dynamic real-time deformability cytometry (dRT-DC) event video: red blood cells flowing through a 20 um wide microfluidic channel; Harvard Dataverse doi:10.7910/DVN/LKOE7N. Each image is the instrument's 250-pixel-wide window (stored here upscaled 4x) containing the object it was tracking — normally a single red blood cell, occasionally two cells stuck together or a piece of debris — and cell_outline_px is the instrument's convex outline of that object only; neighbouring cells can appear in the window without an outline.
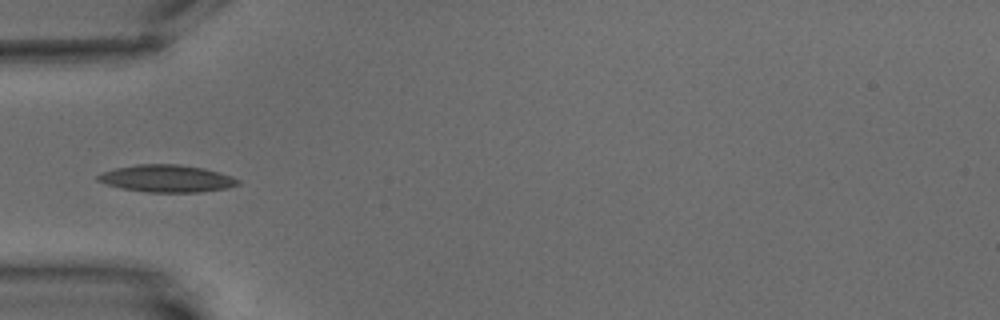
{"species": "common noctule bat (a hibernating species)", "species_latin": "Nyctalus noctula", "temperature_condition": "warm", "stored_images_in_passage": 6, "camera_frame_rate_fps": 3000, "um_per_image_px": 0.085, "animal": {"sex": "male", "body_mass_g": 15.6}, "frame": {"image": 1, "passage_image": 2, "time_ms": 1.333, "image_size_px": [1000, 320], "cell_outline_px": [[240, 184], [228, 188], [200, 192], [148, 192], [124, 188], [108, 184], [96, 180], [96, 176], [100, 172], [116, 168], [136, 164], [176, 164], [204, 168], [232, 176], [240, 180]], "centroid_in_image_um": [14.19, 15.17], "position_along_channel_um": 70.8, "area_um2": 22.2}}
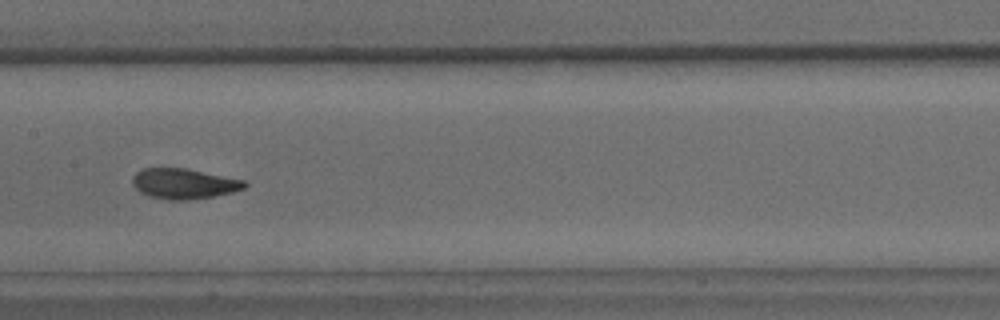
{"frame": {"image": 2, "passage_image": 5, "time_ms": 5.0, "image_size_px": [1000, 320], "cell_outline_px": [[248, 184], [244, 188], [232, 192], [212, 196], [184, 200], [168, 200], [148, 196], [140, 192], [132, 184], [132, 176], [136, 172], [144, 168], [184, 168], [248, 180]], "centroid_in_image_um": [15.64, 15.6], "position_along_channel_um": 191.8, "area_um2": 19.88}}